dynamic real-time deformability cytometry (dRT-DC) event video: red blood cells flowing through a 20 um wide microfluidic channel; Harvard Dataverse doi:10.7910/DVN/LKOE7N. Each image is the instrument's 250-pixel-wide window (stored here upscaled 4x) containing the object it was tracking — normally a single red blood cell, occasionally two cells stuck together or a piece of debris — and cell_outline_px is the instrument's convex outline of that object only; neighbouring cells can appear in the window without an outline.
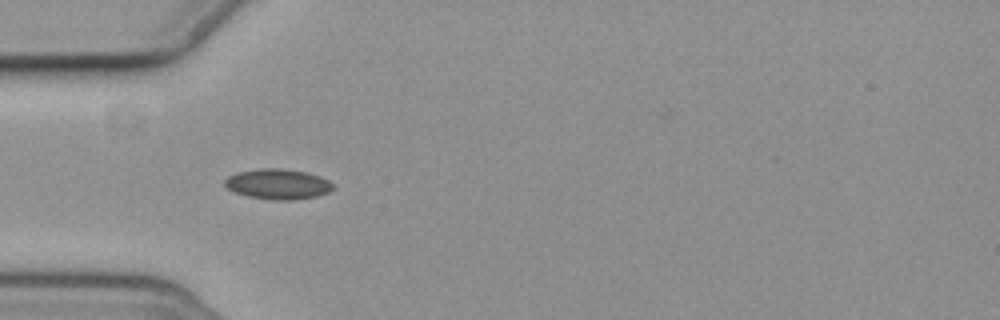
{"species": "common noctule bat (a hibernating species)", "species_latin": "Nyctalus noctula", "temperature_condition": "cold", "stored_images_in_passage": 5, "camera_frame_rate_fps": 3000, "um_per_image_px": 0.085, "animal": {"sex": "female", "body_mass_g": 19.3, "forearm_length_mm": 54.1}, "frame": {"image": 1, "passage_image": 4, "time_ms": 3.667, "image_size_px": [1000, 320], "cell_outline_px": [[332, 188], [328, 192], [316, 196], [292, 200], [272, 200], [248, 196], [236, 192], [228, 188], [224, 184], [224, 180], [228, 176], [236, 172], [256, 168], [280, 168], [308, 172], [320, 176], [328, 180], [332, 184]], "centroid_in_image_um": [23.59, 15.63], "position_along_channel_um": 61.4, "area_um2": 19.13}}
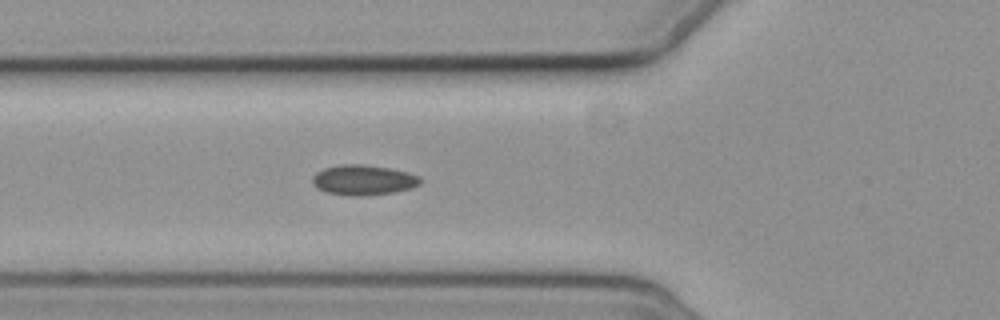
{"frame": {"image": 2, "passage_image": 5, "time_ms": 4.667, "image_size_px": [1000, 320], "cell_outline_px": [[424, 180], [420, 184], [412, 188], [392, 192], [364, 196], [348, 196], [328, 192], [316, 188], [312, 184], [312, 176], [316, 172], [324, 168], [340, 164], [364, 164], [388, 168], [408, 172], [420, 176]], "centroid_in_image_um": [30.89, 15.3], "position_along_channel_um": 94.9, "area_um2": 19.19}}